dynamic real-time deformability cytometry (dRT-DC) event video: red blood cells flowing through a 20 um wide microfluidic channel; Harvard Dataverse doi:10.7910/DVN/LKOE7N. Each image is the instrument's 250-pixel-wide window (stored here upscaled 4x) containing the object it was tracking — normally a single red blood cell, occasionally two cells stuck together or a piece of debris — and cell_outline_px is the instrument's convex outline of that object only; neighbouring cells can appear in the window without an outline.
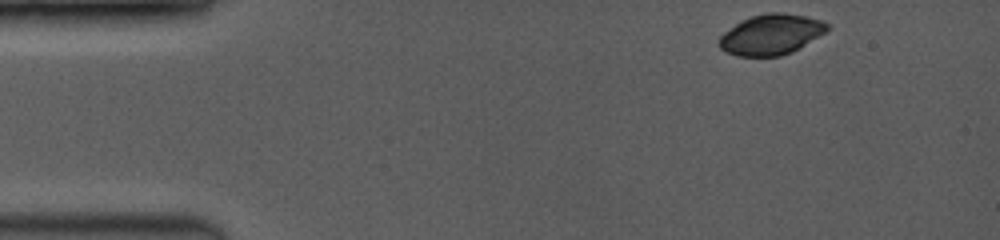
{"species": "common noctule bat (a hibernating species)", "species_latin": "Nyctalus noctula", "temperature_condition": "room temperature", "stored_images_in_passage": 14, "camera_frame_rate_fps": 3500, "um_per_image_px": 0.085, "animal": {"sex": "female", "body_mass_g": 19.0, "forearm_length_mm": 53.3}, "frame": {"image": 1, "passage_image": 1, "time_ms": 0.0, "image_size_px": [1000, 240], "cell_outline_px": [[832, 28], [828, 32], [792, 52], [780, 56], [736, 56], [724, 52], [720, 48], [720, 36], [724, 32], [736, 24], [752, 16], [768, 12], [780, 12], [804, 16], [820, 20], [828, 24]], "centroid_in_image_um": [65.58, 2.94], "position_along_channel_um": 19.4, "area_um2": 25.49}}
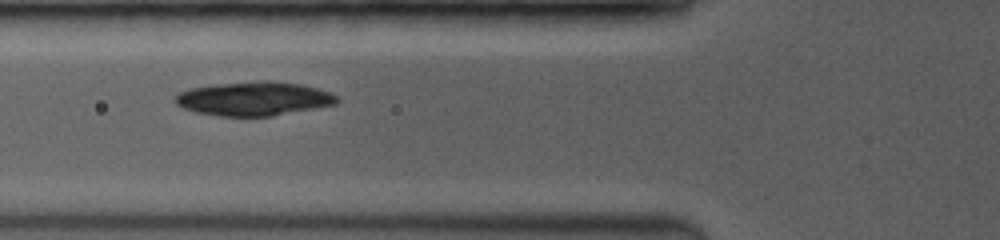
{"frame": {"image": 2, "passage_image": 7, "time_ms": 4.286, "image_size_px": [1000, 240], "cell_outline_px": [[340, 100], [336, 104], [272, 116], [220, 116], [196, 112], [184, 108], [176, 104], [172, 100], [180, 92], [192, 88], [216, 84], [260, 80], [268, 80], [300, 84], [316, 88], [328, 92], [336, 96]], "centroid_in_image_um": [21.57, 8.38], "position_along_channel_um": 104.2, "area_um2": 31.85}}
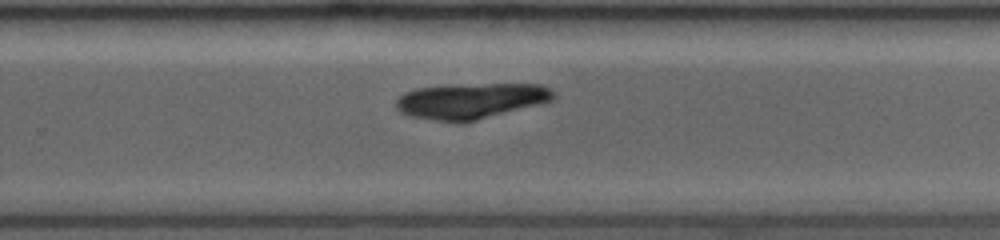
{"frame": {"image": 3, "passage_image": 14, "time_ms": 8.857, "image_size_px": [1000, 240], "cell_outline_px": [[556, 96], [552, 100], [540, 104], [476, 120], [436, 120], [408, 116], [400, 112], [396, 108], [396, 100], [404, 92], [416, 88], [448, 84], [544, 84], [556, 92]], "centroid_in_image_um": [40.04, 8.53], "position_along_channel_um": 289.8, "area_um2": 32.66}}